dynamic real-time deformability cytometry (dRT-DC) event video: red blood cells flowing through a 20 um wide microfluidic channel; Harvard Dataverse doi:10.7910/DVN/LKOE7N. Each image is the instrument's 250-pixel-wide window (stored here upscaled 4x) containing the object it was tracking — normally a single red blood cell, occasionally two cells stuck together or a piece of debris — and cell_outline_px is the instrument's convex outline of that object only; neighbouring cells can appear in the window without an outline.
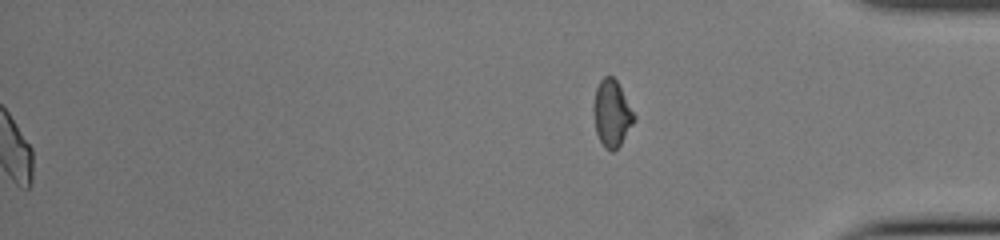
{"species": "common noctule bat (a hibernating species)", "species_latin": "Nyctalus noctula", "temperature_condition": "cold", "stored_images_in_passage": 49, "segment_of_instrument_passage": [2, 2], "camera_frame_rate_fps": 3000, "um_per_image_px": 0.085, "animal": {"sex": "female", "body_mass_g": 22.0, "forearm_length_mm": 56.7}, "frame": {"image": 1, "passage_image": 49, "time_ms": 16.0, "image_size_px": [1000, 240], "cell_outline_px": [[636, 120], [620, 144], [612, 152], [604, 148], [596, 132], [592, 112], [592, 108], [596, 88], [600, 80], [604, 76], [612, 76], [616, 80], [636, 116]], "centroid_in_image_um": [51.99, 9.64], "position_along_channel_um": 383.2, "area_um2": 15.78}}